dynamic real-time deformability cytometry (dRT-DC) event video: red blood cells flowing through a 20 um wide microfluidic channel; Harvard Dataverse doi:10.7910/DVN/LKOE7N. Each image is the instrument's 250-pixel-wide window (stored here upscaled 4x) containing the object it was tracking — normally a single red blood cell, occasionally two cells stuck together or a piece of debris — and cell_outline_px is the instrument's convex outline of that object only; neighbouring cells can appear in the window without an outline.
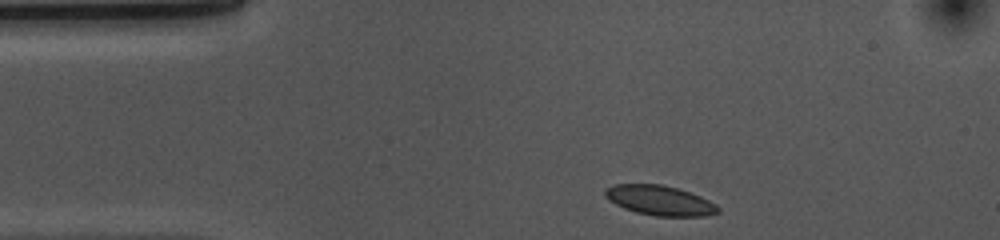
{"species": "common noctule bat (a hibernating species)", "species_latin": "Nyctalus noctula", "temperature_condition": "cold", "stored_images_in_passage": 34, "camera_frame_rate_fps": 3000, "um_per_image_px": 0.085, "animal": {"sex": "female", "body_mass_g": 10.0, "forearm_length_mm": 53.1}, "frame": {"image": 1, "passage_image": 1, "time_ms": 0.0, "image_size_px": [1000, 240], "cell_outline_px": [[720, 212], [708, 216], [656, 216], [636, 212], [624, 208], [608, 200], [604, 196], [604, 188], [612, 184], [664, 184], [700, 196], [716, 204], [720, 208]], "centroid_in_image_um": [56.06, 17.03], "position_along_channel_um": 28.9, "area_um2": 19.77}}
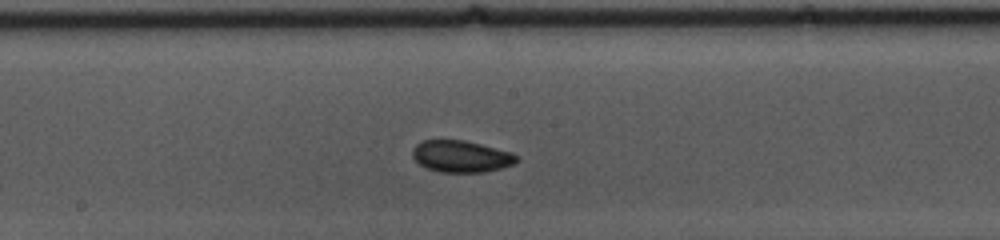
{"frame": {"image": 2, "passage_image": 19, "time_ms": 6.0, "image_size_px": [1000, 240], "cell_outline_px": [[520, 160], [512, 164], [500, 168], [484, 172], [440, 172], [428, 168], [420, 164], [412, 156], [412, 148], [420, 140], [464, 140], [512, 152], [520, 156]], "centroid_in_image_um": [39.2, 13.28], "position_along_channel_um": 209.0, "area_um2": 19.31}}
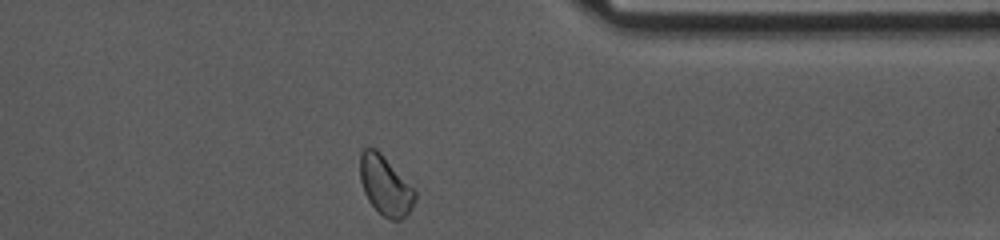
{"frame": {"image": 3, "passage_image": 34, "time_ms": 11.0, "image_size_px": [1000, 240], "cell_outline_px": [[416, 196], [412, 208], [400, 220], [392, 220], [384, 216], [368, 200], [364, 192], [360, 180], [360, 152], [364, 148], [376, 148], [416, 188]], "centroid_in_image_um": [32.77, 15.74], "position_along_channel_um": 378.6, "area_um2": 19.07}, "authors_computed_cell_mechanics": {"area_um2": 19.0162, "velocity_mm_per_s": 3.6446, "shape_relaxation_time_tau1_ms": 4.4228, "shape_relaxation_time_tau2_ms": 3.7127, "deformation_change_tau1": 0.0677, "deformation_change_tau2": 0.0547}}